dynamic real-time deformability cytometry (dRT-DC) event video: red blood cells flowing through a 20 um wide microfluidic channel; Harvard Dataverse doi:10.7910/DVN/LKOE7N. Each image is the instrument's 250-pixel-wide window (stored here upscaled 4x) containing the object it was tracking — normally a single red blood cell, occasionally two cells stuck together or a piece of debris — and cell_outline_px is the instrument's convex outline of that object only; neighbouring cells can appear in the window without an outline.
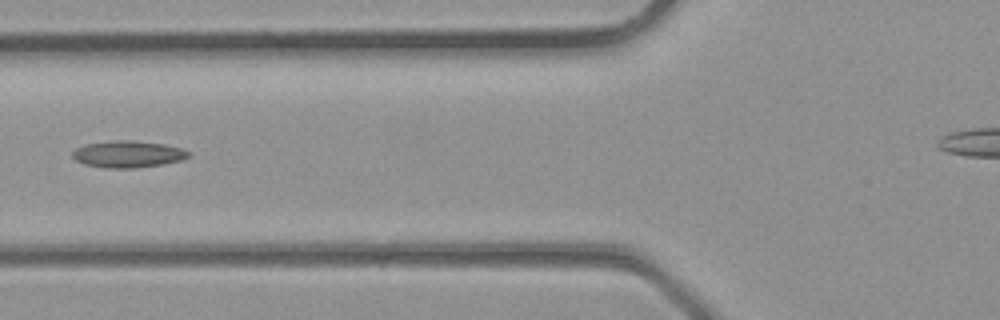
{"species": "common noctule bat (a hibernating species)", "species_latin": "Nyctalus noctula", "temperature_condition": "room temperature", "stored_images_in_passage": 5, "camera_frame_rate_fps": 3000, "um_per_image_px": 0.085, "animal": {"sex": "male", "body_mass_g": 23.1, "forearm_length_mm": 52.7}, "frame": {"image": 1, "passage_image": 4, "time_ms": 1.0, "image_size_px": [1000, 320], "cell_outline_px": [[192, 152], [188, 156], [180, 160], [160, 164], [136, 168], [104, 168], [84, 164], [76, 160], [72, 156], [72, 152], [76, 148], [84, 144], [116, 140], [128, 140], [164, 144], [184, 148]], "centroid_in_image_um": [10.86, 13.1], "position_along_channel_um": 114.9, "area_um2": 18.09}}